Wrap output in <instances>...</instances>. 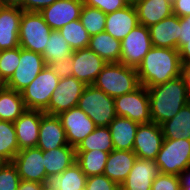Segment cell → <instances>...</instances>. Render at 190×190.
<instances>
[{
  "mask_svg": "<svg viewBox=\"0 0 190 190\" xmlns=\"http://www.w3.org/2000/svg\"><path fill=\"white\" fill-rule=\"evenodd\" d=\"M155 162L160 173L179 176L190 167V140L164 139Z\"/></svg>",
  "mask_w": 190,
  "mask_h": 190,
  "instance_id": "5b68a950",
  "label": "cell"
},
{
  "mask_svg": "<svg viewBox=\"0 0 190 190\" xmlns=\"http://www.w3.org/2000/svg\"><path fill=\"white\" fill-rule=\"evenodd\" d=\"M139 24L150 27L173 14L172 0H139L134 5Z\"/></svg>",
  "mask_w": 190,
  "mask_h": 190,
  "instance_id": "cb8c5ba5",
  "label": "cell"
},
{
  "mask_svg": "<svg viewBox=\"0 0 190 190\" xmlns=\"http://www.w3.org/2000/svg\"><path fill=\"white\" fill-rule=\"evenodd\" d=\"M57 0H20L19 7L26 12H40Z\"/></svg>",
  "mask_w": 190,
  "mask_h": 190,
  "instance_id": "7bdbcfd3",
  "label": "cell"
},
{
  "mask_svg": "<svg viewBox=\"0 0 190 190\" xmlns=\"http://www.w3.org/2000/svg\"><path fill=\"white\" fill-rule=\"evenodd\" d=\"M101 150L111 152L114 150L111 132L108 126L96 127L95 130L87 135L75 148V151Z\"/></svg>",
  "mask_w": 190,
  "mask_h": 190,
  "instance_id": "1f68e13d",
  "label": "cell"
},
{
  "mask_svg": "<svg viewBox=\"0 0 190 190\" xmlns=\"http://www.w3.org/2000/svg\"><path fill=\"white\" fill-rule=\"evenodd\" d=\"M44 113L41 110H26L14 122L19 151L37 146L41 117Z\"/></svg>",
  "mask_w": 190,
  "mask_h": 190,
  "instance_id": "ac0fdd59",
  "label": "cell"
},
{
  "mask_svg": "<svg viewBox=\"0 0 190 190\" xmlns=\"http://www.w3.org/2000/svg\"><path fill=\"white\" fill-rule=\"evenodd\" d=\"M163 140L164 136L159 124L154 122L139 124L134 139L133 152L137 158L155 161Z\"/></svg>",
  "mask_w": 190,
  "mask_h": 190,
  "instance_id": "5bb4252c",
  "label": "cell"
},
{
  "mask_svg": "<svg viewBox=\"0 0 190 190\" xmlns=\"http://www.w3.org/2000/svg\"><path fill=\"white\" fill-rule=\"evenodd\" d=\"M93 85L112 98L131 93L141 86L137 68L121 62L107 63Z\"/></svg>",
  "mask_w": 190,
  "mask_h": 190,
  "instance_id": "3957f363",
  "label": "cell"
},
{
  "mask_svg": "<svg viewBox=\"0 0 190 190\" xmlns=\"http://www.w3.org/2000/svg\"><path fill=\"white\" fill-rule=\"evenodd\" d=\"M109 153L101 150L76 151V163L87 177L102 175Z\"/></svg>",
  "mask_w": 190,
  "mask_h": 190,
  "instance_id": "4dcf8cb0",
  "label": "cell"
},
{
  "mask_svg": "<svg viewBox=\"0 0 190 190\" xmlns=\"http://www.w3.org/2000/svg\"><path fill=\"white\" fill-rule=\"evenodd\" d=\"M172 7L178 17L190 16V0H172Z\"/></svg>",
  "mask_w": 190,
  "mask_h": 190,
  "instance_id": "ee69618b",
  "label": "cell"
},
{
  "mask_svg": "<svg viewBox=\"0 0 190 190\" xmlns=\"http://www.w3.org/2000/svg\"><path fill=\"white\" fill-rule=\"evenodd\" d=\"M27 110L20 92L0 90V120L15 122Z\"/></svg>",
  "mask_w": 190,
  "mask_h": 190,
  "instance_id": "f546056e",
  "label": "cell"
},
{
  "mask_svg": "<svg viewBox=\"0 0 190 190\" xmlns=\"http://www.w3.org/2000/svg\"><path fill=\"white\" fill-rule=\"evenodd\" d=\"M128 5H135L139 0H124Z\"/></svg>",
  "mask_w": 190,
  "mask_h": 190,
  "instance_id": "f5cc1de1",
  "label": "cell"
},
{
  "mask_svg": "<svg viewBox=\"0 0 190 190\" xmlns=\"http://www.w3.org/2000/svg\"><path fill=\"white\" fill-rule=\"evenodd\" d=\"M136 159L137 156L133 151L114 149L109 153L104 175L120 186L129 175Z\"/></svg>",
  "mask_w": 190,
  "mask_h": 190,
  "instance_id": "603a6c76",
  "label": "cell"
},
{
  "mask_svg": "<svg viewBox=\"0 0 190 190\" xmlns=\"http://www.w3.org/2000/svg\"><path fill=\"white\" fill-rule=\"evenodd\" d=\"M83 5L98 8L105 14L123 9L128 4L124 0H82Z\"/></svg>",
  "mask_w": 190,
  "mask_h": 190,
  "instance_id": "60d3db41",
  "label": "cell"
},
{
  "mask_svg": "<svg viewBox=\"0 0 190 190\" xmlns=\"http://www.w3.org/2000/svg\"><path fill=\"white\" fill-rule=\"evenodd\" d=\"M178 51L182 65L190 63V40H183V46Z\"/></svg>",
  "mask_w": 190,
  "mask_h": 190,
  "instance_id": "bcb514c9",
  "label": "cell"
},
{
  "mask_svg": "<svg viewBox=\"0 0 190 190\" xmlns=\"http://www.w3.org/2000/svg\"><path fill=\"white\" fill-rule=\"evenodd\" d=\"M181 76L184 78L190 96V63L182 65Z\"/></svg>",
  "mask_w": 190,
  "mask_h": 190,
  "instance_id": "681fc988",
  "label": "cell"
},
{
  "mask_svg": "<svg viewBox=\"0 0 190 190\" xmlns=\"http://www.w3.org/2000/svg\"><path fill=\"white\" fill-rule=\"evenodd\" d=\"M86 86L74 76L60 79L44 112L58 115L63 111L77 107L78 100Z\"/></svg>",
  "mask_w": 190,
  "mask_h": 190,
  "instance_id": "30bf717a",
  "label": "cell"
},
{
  "mask_svg": "<svg viewBox=\"0 0 190 190\" xmlns=\"http://www.w3.org/2000/svg\"><path fill=\"white\" fill-rule=\"evenodd\" d=\"M57 116L66 132L68 144L74 148L96 128L90 117L78 107L63 111Z\"/></svg>",
  "mask_w": 190,
  "mask_h": 190,
  "instance_id": "4fadbf2b",
  "label": "cell"
},
{
  "mask_svg": "<svg viewBox=\"0 0 190 190\" xmlns=\"http://www.w3.org/2000/svg\"><path fill=\"white\" fill-rule=\"evenodd\" d=\"M7 88V81L3 78L0 71V90Z\"/></svg>",
  "mask_w": 190,
  "mask_h": 190,
  "instance_id": "816d5d0a",
  "label": "cell"
},
{
  "mask_svg": "<svg viewBox=\"0 0 190 190\" xmlns=\"http://www.w3.org/2000/svg\"><path fill=\"white\" fill-rule=\"evenodd\" d=\"M23 10L18 6L0 8V51L19 47V31Z\"/></svg>",
  "mask_w": 190,
  "mask_h": 190,
  "instance_id": "e0dca14e",
  "label": "cell"
},
{
  "mask_svg": "<svg viewBox=\"0 0 190 190\" xmlns=\"http://www.w3.org/2000/svg\"><path fill=\"white\" fill-rule=\"evenodd\" d=\"M44 188V184L35 181L21 180L18 190H43Z\"/></svg>",
  "mask_w": 190,
  "mask_h": 190,
  "instance_id": "7dc6e473",
  "label": "cell"
},
{
  "mask_svg": "<svg viewBox=\"0 0 190 190\" xmlns=\"http://www.w3.org/2000/svg\"><path fill=\"white\" fill-rule=\"evenodd\" d=\"M20 46L0 51V71L3 78L8 81L19 65Z\"/></svg>",
  "mask_w": 190,
  "mask_h": 190,
  "instance_id": "8d00e7d4",
  "label": "cell"
},
{
  "mask_svg": "<svg viewBox=\"0 0 190 190\" xmlns=\"http://www.w3.org/2000/svg\"><path fill=\"white\" fill-rule=\"evenodd\" d=\"M46 66L60 79L72 76L73 60L71 57L47 63Z\"/></svg>",
  "mask_w": 190,
  "mask_h": 190,
  "instance_id": "b9f144b4",
  "label": "cell"
},
{
  "mask_svg": "<svg viewBox=\"0 0 190 190\" xmlns=\"http://www.w3.org/2000/svg\"><path fill=\"white\" fill-rule=\"evenodd\" d=\"M150 38L154 47L178 50L180 17L172 14L149 27Z\"/></svg>",
  "mask_w": 190,
  "mask_h": 190,
  "instance_id": "44dd1931",
  "label": "cell"
},
{
  "mask_svg": "<svg viewBox=\"0 0 190 190\" xmlns=\"http://www.w3.org/2000/svg\"><path fill=\"white\" fill-rule=\"evenodd\" d=\"M139 123L129 118L116 116L109 124L114 149L133 151Z\"/></svg>",
  "mask_w": 190,
  "mask_h": 190,
  "instance_id": "484cf974",
  "label": "cell"
},
{
  "mask_svg": "<svg viewBox=\"0 0 190 190\" xmlns=\"http://www.w3.org/2000/svg\"><path fill=\"white\" fill-rule=\"evenodd\" d=\"M88 48L107 63L120 62L121 41L105 31L91 36Z\"/></svg>",
  "mask_w": 190,
  "mask_h": 190,
  "instance_id": "83f0119b",
  "label": "cell"
},
{
  "mask_svg": "<svg viewBox=\"0 0 190 190\" xmlns=\"http://www.w3.org/2000/svg\"><path fill=\"white\" fill-rule=\"evenodd\" d=\"M18 151L14 123L0 120V159L10 163Z\"/></svg>",
  "mask_w": 190,
  "mask_h": 190,
  "instance_id": "d6a6232c",
  "label": "cell"
},
{
  "mask_svg": "<svg viewBox=\"0 0 190 190\" xmlns=\"http://www.w3.org/2000/svg\"><path fill=\"white\" fill-rule=\"evenodd\" d=\"M138 24L134 5H127L123 9L107 14L104 31L122 41Z\"/></svg>",
  "mask_w": 190,
  "mask_h": 190,
  "instance_id": "7402d4cb",
  "label": "cell"
},
{
  "mask_svg": "<svg viewBox=\"0 0 190 190\" xmlns=\"http://www.w3.org/2000/svg\"><path fill=\"white\" fill-rule=\"evenodd\" d=\"M21 178L12 162L0 168V190H18Z\"/></svg>",
  "mask_w": 190,
  "mask_h": 190,
  "instance_id": "74e56055",
  "label": "cell"
},
{
  "mask_svg": "<svg viewBox=\"0 0 190 190\" xmlns=\"http://www.w3.org/2000/svg\"><path fill=\"white\" fill-rule=\"evenodd\" d=\"M182 63L177 49L152 47L137 67L140 84L153 87L181 76Z\"/></svg>",
  "mask_w": 190,
  "mask_h": 190,
  "instance_id": "7a4b0ae2",
  "label": "cell"
},
{
  "mask_svg": "<svg viewBox=\"0 0 190 190\" xmlns=\"http://www.w3.org/2000/svg\"><path fill=\"white\" fill-rule=\"evenodd\" d=\"M45 66L46 63L42 54L20 47L19 65L7 81V88L21 92L37 77Z\"/></svg>",
  "mask_w": 190,
  "mask_h": 190,
  "instance_id": "8fae6325",
  "label": "cell"
},
{
  "mask_svg": "<svg viewBox=\"0 0 190 190\" xmlns=\"http://www.w3.org/2000/svg\"><path fill=\"white\" fill-rule=\"evenodd\" d=\"M181 190H190V167L180 175Z\"/></svg>",
  "mask_w": 190,
  "mask_h": 190,
  "instance_id": "c3c4849f",
  "label": "cell"
},
{
  "mask_svg": "<svg viewBox=\"0 0 190 190\" xmlns=\"http://www.w3.org/2000/svg\"><path fill=\"white\" fill-rule=\"evenodd\" d=\"M87 176L75 162L61 174L48 175L44 186L47 190H83Z\"/></svg>",
  "mask_w": 190,
  "mask_h": 190,
  "instance_id": "d4e9b609",
  "label": "cell"
},
{
  "mask_svg": "<svg viewBox=\"0 0 190 190\" xmlns=\"http://www.w3.org/2000/svg\"><path fill=\"white\" fill-rule=\"evenodd\" d=\"M12 163L17 168L21 180L45 183L47 175L43 151L40 148L31 147L18 151Z\"/></svg>",
  "mask_w": 190,
  "mask_h": 190,
  "instance_id": "7c38bea8",
  "label": "cell"
},
{
  "mask_svg": "<svg viewBox=\"0 0 190 190\" xmlns=\"http://www.w3.org/2000/svg\"><path fill=\"white\" fill-rule=\"evenodd\" d=\"M77 107L90 117L96 127L109 126L111 121L117 116L114 98L108 96L93 84L85 87L78 100Z\"/></svg>",
  "mask_w": 190,
  "mask_h": 190,
  "instance_id": "277c9868",
  "label": "cell"
},
{
  "mask_svg": "<svg viewBox=\"0 0 190 190\" xmlns=\"http://www.w3.org/2000/svg\"><path fill=\"white\" fill-rule=\"evenodd\" d=\"M164 139H188L190 140V102L183 106L170 120L162 123Z\"/></svg>",
  "mask_w": 190,
  "mask_h": 190,
  "instance_id": "f1b7e54d",
  "label": "cell"
},
{
  "mask_svg": "<svg viewBox=\"0 0 190 190\" xmlns=\"http://www.w3.org/2000/svg\"><path fill=\"white\" fill-rule=\"evenodd\" d=\"M4 163H5V162L0 159V168L2 167V165H3Z\"/></svg>",
  "mask_w": 190,
  "mask_h": 190,
  "instance_id": "db71d44e",
  "label": "cell"
},
{
  "mask_svg": "<svg viewBox=\"0 0 190 190\" xmlns=\"http://www.w3.org/2000/svg\"><path fill=\"white\" fill-rule=\"evenodd\" d=\"M106 16L107 14L98 8L83 5L79 20L87 30V33L93 36L100 32H104Z\"/></svg>",
  "mask_w": 190,
  "mask_h": 190,
  "instance_id": "d590c367",
  "label": "cell"
},
{
  "mask_svg": "<svg viewBox=\"0 0 190 190\" xmlns=\"http://www.w3.org/2000/svg\"><path fill=\"white\" fill-rule=\"evenodd\" d=\"M146 88L149 94L151 121L159 125L173 118L183 106L190 102L187 86L182 76Z\"/></svg>",
  "mask_w": 190,
  "mask_h": 190,
  "instance_id": "6da1fadb",
  "label": "cell"
},
{
  "mask_svg": "<svg viewBox=\"0 0 190 190\" xmlns=\"http://www.w3.org/2000/svg\"><path fill=\"white\" fill-rule=\"evenodd\" d=\"M82 6V0H57L39 13L52 30H59L69 22L79 19Z\"/></svg>",
  "mask_w": 190,
  "mask_h": 190,
  "instance_id": "2e32d148",
  "label": "cell"
},
{
  "mask_svg": "<svg viewBox=\"0 0 190 190\" xmlns=\"http://www.w3.org/2000/svg\"><path fill=\"white\" fill-rule=\"evenodd\" d=\"M72 76L85 85H92L107 62L89 48L74 50Z\"/></svg>",
  "mask_w": 190,
  "mask_h": 190,
  "instance_id": "9a60e30c",
  "label": "cell"
},
{
  "mask_svg": "<svg viewBox=\"0 0 190 190\" xmlns=\"http://www.w3.org/2000/svg\"><path fill=\"white\" fill-rule=\"evenodd\" d=\"M20 0H0V4L2 6H18L19 7Z\"/></svg>",
  "mask_w": 190,
  "mask_h": 190,
  "instance_id": "f907efd6",
  "label": "cell"
},
{
  "mask_svg": "<svg viewBox=\"0 0 190 190\" xmlns=\"http://www.w3.org/2000/svg\"><path fill=\"white\" fill-rule=\"evenodd\" d=\"M117 116L129 118L139 124L150 123L149 94L145 86L114 98Z\"/></svg>",
  "mask_w": 190,
  "mask_h": 190,
  "instance_id": "ba28073f",
  "label": "cell"
},
{
  "mask_svg": "<svg viewBox=\"0 0 190 190\" xmlns=\"http://www.w3.org/2000/svg\"><path fill=\"white\" fill-rule=\"evenodd\" d=\"M58 31L68 42L73 51L88 48L91 36L87 33V30L79 19L69 22Z\"/></svg>",
  "mask_w": 190,
  "mask_h": 190,
  "instance_id": "e575fe53",
  "label": "cell"
},
{
  "mask_svg": "<svg viewBox=\"0 0 190 190\" xmlns=\"http://www.w3.org/2000/svg\"><path fill=\"white\" fill-rule=\"evenodd\" d=\"M151 190H181L180 177L159 173L152 182Z\"/></svg>",
  "mask_w": 190,
  "mask_h": 190,
  "instance_id": "f35d334b",
  "label": "cell"
},
{
  "mask_svg": "<svg viewBox=\"0 0 190 190\" xmlns=\"http://www.w3.org/2000/svg\"><path fill=\"white\" fill-rule=\"evenodd\" d=\"M60 78L47 66L20 93L27 110L44 111L57 88Z\"/></svg>",
  "mask_w": 190,
  "mask_h": 190,
  "instance_id": "52a82bcc",
  "label": "cell"
},
{
  "mask_svg": "<svg viewBox=\"0 0 190 190\" xmlns=\"http://www.w3.org/2000/svg\"><path fill=\"white\" fill-rule=\"evenodd\" d=\"M178 50L183 46V40H190V16L180 17Z\"/></svg>",
  "mask_w": 190,
  "mask_h": 190,
  "instance_id": "f6af8a7d",
  "label": "cell"
},
{
  "mask_svg": "<svg viewBox=\"0 0 190 190\" xmlns=\"http://www.w3.org/2000/svg\"><path fill=\"white\" fill-rule=\"evenodd\" d=\"M159 173L154 160L137 158L120 190H151L152 182Z\"/></svg>",
  "mask_w": 190,
  "mask_h": 190,
  "instance_id": "ffe728a7",
  "label": "cell"
},
{
  "mask_svg": "<svg viewBox=\"0 0 190 190\" xmlns=\"http://www.w3.org/2000/svg\"><path fill=\"white\" fill-rule=\"evenodd\" d=\"M86 190H120V186L110 180L106 175H95L87 177Z\"/></svg>",
  "mask_w": 190,
  "mask_h": 190,
  "instance_id": "ab89813d",
  "label": "cell"
},
{
  "mask_svg": "<svg viewBox=\"0 0 190 190\" xmlns=\"http://www.w3.org/2000/svg\"><path fill=\"white\" fill-rule=\"evenodd\" d=\"M46 175L61 174L76 162L75 148L69 144L56 149L43 151Z\"/></svg>",
  "mask_w": 190,
  "mask_h": 190,
  "instance_id": "4316f807",
  "label": "cell"
},
{
  "mask_svg": "<svg viewBox=\"0 0 190 190\" xmlns=\"http://www.w3.org/2000/svg\"><path fill=\"white\" fill-rule=\"evenodd\" d=\"M72 48L58 30H52L42 54L45 63L71 57Z\"/></svg>",
  "mask_w": 190,
  "mask_h": 190,
  "instance_id": "836d02e7",
  "label": "cell"
},
{
  "mask_svg": "<svg viewBox=\"0 0 190 190\" xmlns=\"http://www.w3.org/2000/svg\"><path fill=\"white\" fill-rule=\"evenodd\" d=\"M152 47L149 27L138 24L121 41L120 62L126 66L137 68Z\"/></svg>",
  "mask_w": 190,
  "mask_h": 190,
  "instance_id": "9c48e42d",
  "label": "cell"
},
{
  "mask_svg": "<svg viewBox=\"0 0 190 190\" xmlns=\"http://www.w3.org/2000/svg\"><path fill=\"white\" fill-rule=\"evenodd\" d=\"M68 145L66 132L57 115L44 113L41 117L37 148L42 151Z\"/></svg>",
  "mask_w": 190,
  "mask_h": 190,
  "instance_id": "d6986e66",
  "label": "cell"
},
{
  "mask_svg": "<svg viewBox=\"0 0 190 190\" xmlns=\"http://www.w3.org/2000/svg\"><path fill=\"white\" fill-rule=\"evenodd\" d=\"M51 31L52 29L39 12L23 11L20 22L19 45L25 50L43 54Z\"/></svg>",
  "mask_w": 190,
  "mask_h": 190,
  "instance_id": "8992f818",
  "label": "cell"
}]
</instances>
